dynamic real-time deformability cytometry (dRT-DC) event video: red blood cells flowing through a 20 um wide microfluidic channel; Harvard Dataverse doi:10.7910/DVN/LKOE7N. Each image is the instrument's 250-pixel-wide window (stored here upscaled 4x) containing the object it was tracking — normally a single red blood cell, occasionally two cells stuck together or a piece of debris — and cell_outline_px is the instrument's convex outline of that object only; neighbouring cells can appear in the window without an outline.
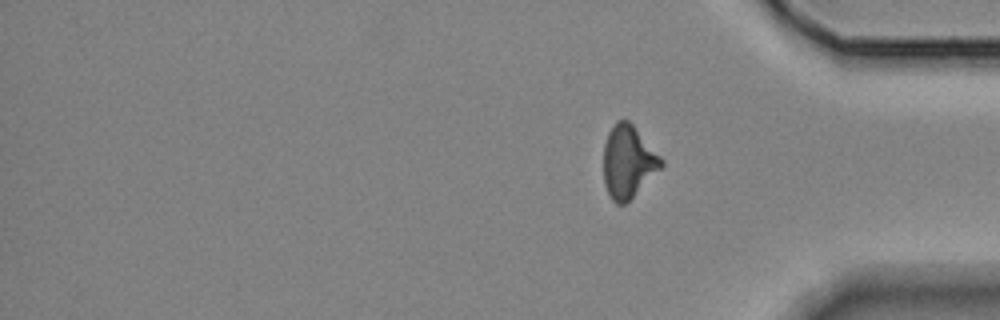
{"species": "Egyptian fruit bat (a non-hibernating species)", "species_latin": "Rousettus aegyptiacus", "temperature_condition": "room temperature", "stored_images_in_passage": 16, "segment_of_instrument_passage": [2, 2], "camera_frame_rate_fps": 3000, "um_per_image_px": 0.085, "animal": {"sex": "female"}, "frame": {"image": 1, "passage_image": 16, "time_ms": 17.333, "image_size_px": [1000, 320], "cell_outline_px": [[664, 164], [624, 204], [616, 204], [612, 200], [604, 184], [604, 144], [608, 132], [612, 124], [616, 120], [628, 120], [632, 124], [664, 160]], "centroid_in_image_um": [53.36, 13.71], "position_along_channel_um": 381.8, "area_um2": 23.93}}